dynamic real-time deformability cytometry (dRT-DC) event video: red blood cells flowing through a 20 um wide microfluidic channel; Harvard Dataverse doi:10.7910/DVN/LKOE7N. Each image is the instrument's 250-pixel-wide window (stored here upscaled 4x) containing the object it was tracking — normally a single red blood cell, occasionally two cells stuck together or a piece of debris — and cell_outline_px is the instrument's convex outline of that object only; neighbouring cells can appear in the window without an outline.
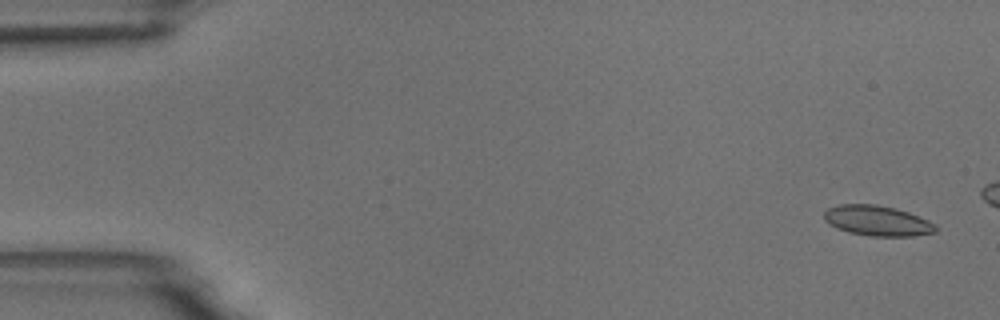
{"species": "common noctule bat (a hibernating species)", "species_latin": "Nyctalus noctula", "temperature_condition": "room temperature", "stored_images_in_passage": 4, "camera_frame_rate_fps": 3000, "um_per_image_px": 0.085, "animal": {"sex": "male", "body_mass_g": 18.8}, "frame": {"image": 1, "passage_image": 1, "time_ms": 0.0, "image_size_px": [1000, 320], "cell_outline_px": [[936, 232], [912, 236], [872, 236], [848, 232], [836, 228], [828, 224], [824, 220], [824, 212], [828, 208], [840, 204], [876, 204], [908, 212], [928, 220], [936, 224]], "centroid_in_image_um": [74.55, 18.76], "position_along_channel_um": 10.5, "area_um2": 19.65}}